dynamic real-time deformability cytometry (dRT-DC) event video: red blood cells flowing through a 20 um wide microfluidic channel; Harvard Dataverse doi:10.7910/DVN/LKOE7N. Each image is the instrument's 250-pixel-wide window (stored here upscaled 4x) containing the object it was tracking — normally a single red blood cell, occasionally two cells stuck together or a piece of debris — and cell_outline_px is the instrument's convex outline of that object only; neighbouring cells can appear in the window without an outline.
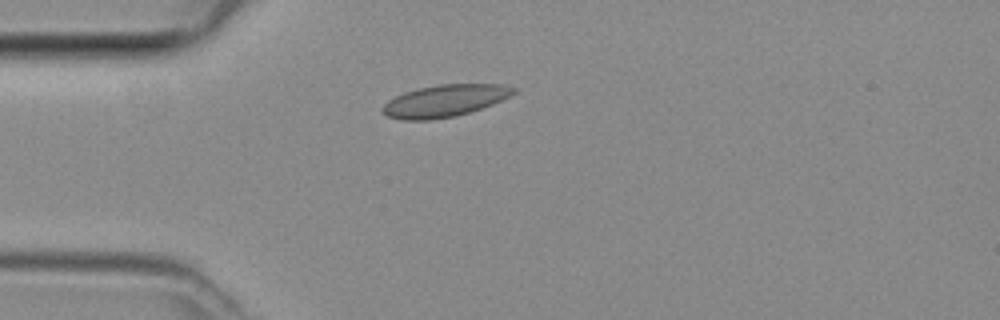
{"species": "common noctule bat (a hibernating species)", "species_latin": "Nyctalus noctula", "temperature_condition": "room temperature", "stored_images_in_passage": 2, "camera_frame_rate_fps": 3000, "um_per_image_px": 0.085, "animal": {"sex": "female", "body_mass_g": 29.2, "forearm_length_mm": 56.3}, "frame": {"image": 1, "passage_image": 1, "time_ms": 0.0, "image_size_px": [1000, 320], "cell_outline_px": [[520, 88], [516, 92], [492, 104], [456, 116], [432, 120], [404, 120], [388, 116], [380, 112], [380, 108], [388, 100], [404, 92], [420, 88], [440, 84], [504, 84]], "centroid_in_image_um": [37.79, 8.56], "position_along_channel_um": 47.2, "area_um2": 24.45}}